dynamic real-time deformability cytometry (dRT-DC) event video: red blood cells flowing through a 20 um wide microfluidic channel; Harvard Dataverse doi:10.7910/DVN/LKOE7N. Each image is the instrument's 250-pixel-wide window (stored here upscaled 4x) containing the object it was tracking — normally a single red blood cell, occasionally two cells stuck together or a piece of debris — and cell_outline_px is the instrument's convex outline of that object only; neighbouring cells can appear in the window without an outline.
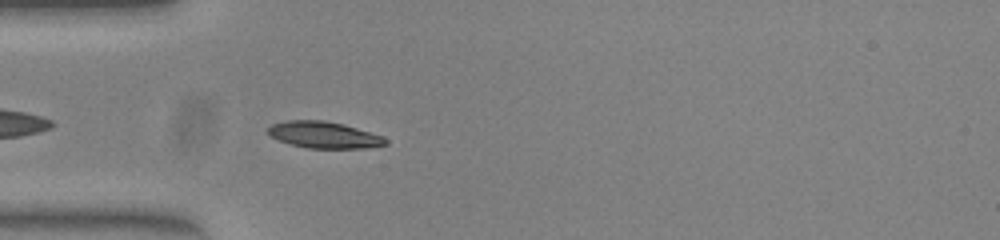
{"species": "common noctule bat (a hibernating species)", "species_latin": "Nyctalus noctula", "temperature_condition": "warm", "stored_images_in_passage": 40, "camera_frame_rate_fps": 3000, "um_per_image_px": 0.085, "animal": {"sex": "female", "body_mass_g": 23.0, "forearm_length_mm": 53.4}, "frame": {"image": 1, "passage_image": 4, "time_ms": 1.0, "image_size_px": [1000, 240], "cell_outline_px": [[388, 144], [364, 148], [308, 148], [292, 144], [280, 140], [264, 132], [272, 124], [288, 120], [324, 120], [344, 124], [384, 136], [388, 140]], "centroid_in_image_um": [27.56, 11.46], "position_along_channel_um": 57.4, "area_um2": 18.21}}
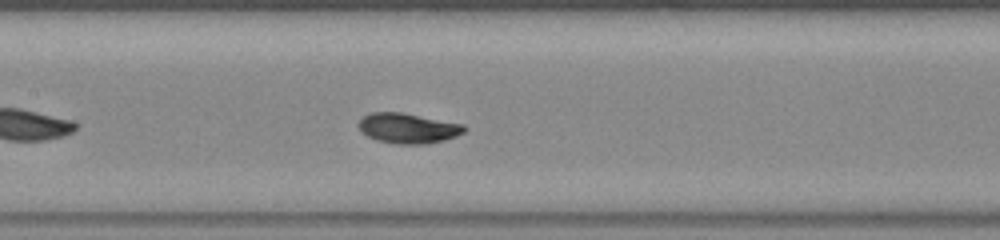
{"frame": {"image": 2, "passage_image": 13, "time_ms": 4.0, "image_size_px": [1000, 240], "cell_outline_px": [[468, 128], [464, 132], [456, 136], [444, 140], [428, 144], [396, 144], [376, 140], [368, 136], [360, 128], [360, 120], [368, 112], [400, 112], [464, 124]], "centroid_in_image_um": [34.72, 10.9], "position_along_channel_um": 172.7, "area_um2": 18.5}}
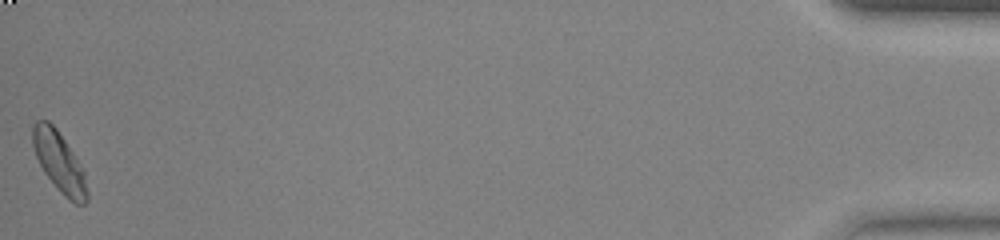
{"frame": {"image": 3, "passage_image": 40, "time_ms": 13.0, "image_size_px": [1000, 240], "cell_outline_px": [[88, 200], [84, 204], [76, 204], [64, 196], [60, 192], [44, 172], [36, 156], [32, 144], [32, 124], [36, 120], [48, 120], [56, 128], [72, 152], [84, 172], [88, 192]], "centroid_in_image_um": [5.02, 13.77], "position_along_channel_um": 430.2, "area_um2": 18.84}, "authors_computed_cell_mechanics": {"area_um2": 18.2359, "velocity_mm_per_s": 3.972, "shape_relaxation_time_tau1_ms": 2.0405, "shape_relaxation_time_tau2_ms": null, "deformation_change_tau1": 0.1093, "deformation_change_tau2": null}}